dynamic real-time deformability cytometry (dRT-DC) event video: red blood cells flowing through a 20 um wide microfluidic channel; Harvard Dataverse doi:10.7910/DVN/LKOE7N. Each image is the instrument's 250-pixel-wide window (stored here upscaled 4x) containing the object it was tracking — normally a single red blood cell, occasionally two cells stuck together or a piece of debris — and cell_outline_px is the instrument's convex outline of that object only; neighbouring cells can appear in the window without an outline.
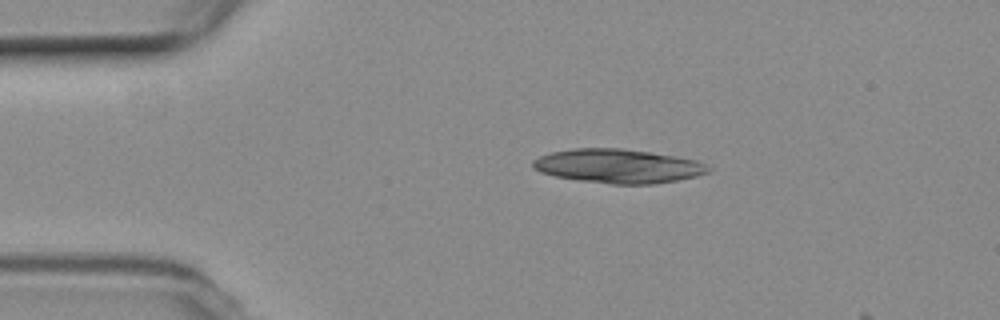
{"species": "common noctule bat (a hibernating species)", "species_latin": "Nyctalus noctula", "temperature_condition": "room temperature", "stored_images_in_passage": 46, "segment_of_instrument_passage": [1, 2], "camera_frame_rate_fps": 3000, "um_per_image_px": 0.085, "animal": {"sex": "female", "body_mass_g": 19.3, "forearm_length_mm": 54.1}, "frame": {"image": 1, "passage_image": 1, "time_ms": 0.0, "image_size_px": [1000, 320], "cell_outline_px": [[700, 172], [688, 176], [668, 180], [636, 184], [624, 184], [560, 176], [544, 172], [536, 168], [536, 164], [544, 156], [560, 152], [588, 148], [596, 148], [640, 152], [684, 160]], "centroid_in_image_um": [52.27, 14.12], "position_along_channel_um": 32.7, "area_um2": 29.59}}